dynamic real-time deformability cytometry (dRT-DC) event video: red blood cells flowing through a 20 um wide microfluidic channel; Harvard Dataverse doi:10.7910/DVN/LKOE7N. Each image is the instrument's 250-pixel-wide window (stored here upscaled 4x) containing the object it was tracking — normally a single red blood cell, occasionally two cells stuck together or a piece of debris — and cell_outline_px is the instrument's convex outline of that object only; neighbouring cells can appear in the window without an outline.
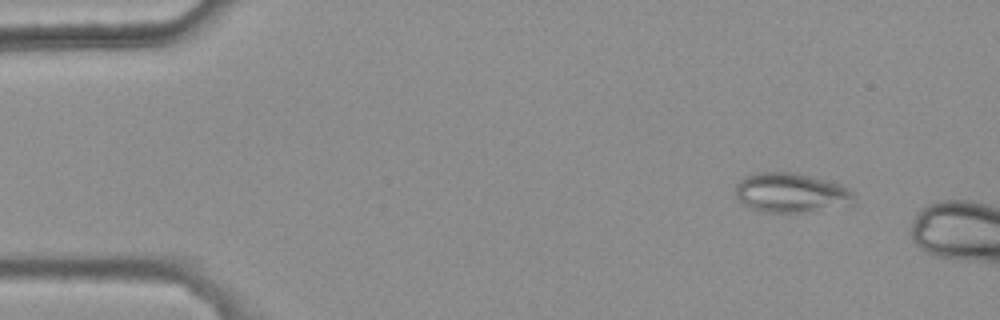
{"species": "common noctule bat (a hibernating species)", "species_latin": "Nyctalus noctula", "temperature_condition": "warm", "stored_images_in_passage": 3, "camera_frame_rate_fps": 3000, "um_per_image_px": 0.085, "animal": {"sex": "female", "body_mass_g": 25.1}, "frame": {"image": 1, "passage_image": 1, "time_ms": 0.0, "image_size_px": [1000, 320], "cell_outline_px": [[856, 204], [808, 212], [764, 212], [752, 208], [744, 204], [736, 196], [736, 184], [744, 176], [760, 172], [796, 172], [828, 180], [840, 184], [848, 188], [852, 192]], "centroid_in_image_um": [67.27, 16.38], "position_along_channel_um": 17.7, "area_um2": 27.51}}